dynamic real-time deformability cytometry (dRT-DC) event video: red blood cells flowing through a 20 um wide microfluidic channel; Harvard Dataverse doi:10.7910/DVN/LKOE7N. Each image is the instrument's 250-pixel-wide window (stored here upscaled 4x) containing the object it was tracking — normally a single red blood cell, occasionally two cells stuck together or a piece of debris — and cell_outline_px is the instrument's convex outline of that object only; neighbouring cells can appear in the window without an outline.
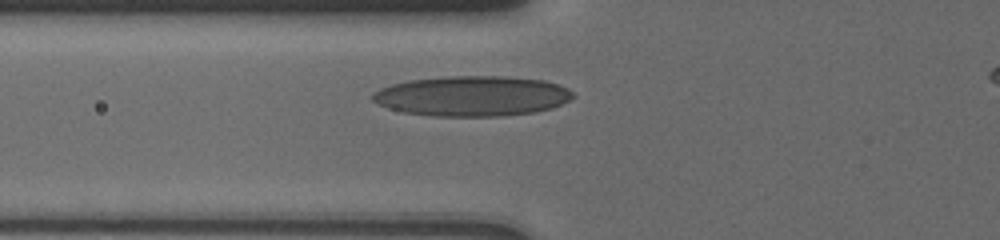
{"species": "human", "species_latin": "Homo sapiens", "temperature_condition": "cold", "stored_images_in_passage": 4, "camera_frame_rate_fps": 3000, "um_per_image_px": 0.085, "donor": {"sex": "male"}, "frame": {"image": 1, "passage_image": 4, "time_ms": 3.0, "image_size_px": [1000, 240], "cell_outline_px": [[576, 96], [552, 108], [532, 112], [500, 116], [436, 116], [404, 112], [388, 108], [372, 100], [372, 92], [380, 88], [392, 84], [408, 80], [444, 76], [508, 76], [544, 80], [568, 88]], "centroid_in_image_um": [40.12, 8.15], "position_along_channel_um": 85.7, "area_um2": 46.93}}